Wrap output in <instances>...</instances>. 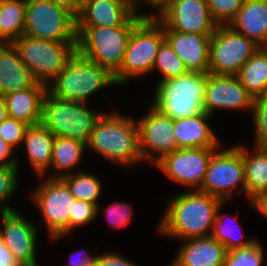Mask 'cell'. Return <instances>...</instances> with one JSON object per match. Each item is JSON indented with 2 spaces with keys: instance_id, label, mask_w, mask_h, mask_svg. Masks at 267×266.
I'll return each instance as SVG.
<instances>
[{
  "instance_id": "cell-1",
  "label": "cell",
  "mask_w": 267,
  "mask_h": 266,
  "mask_svg": "<svg viewBox=\"0 0 267 266\" xmlns=\"http://www.w3.org/2000/svg\"><path fill=\"white\" fill-rule=\"evenodd\" d=\"M219 198L197 190L170 199L158 224V232L170 238L188 240L209 237L213 229ZM210 229V230H209Z\"/></svg>"
},
{
  "instance_id": "cell-2",
  "label": "cell",
  "mask_w": 267,
  "mask_h": 266,
  "mask_svg": "<svg viewBox=\"0 0 267 266\" xmlns=\"http://www.w3.org/2000/svg\"><path fill=\"white\" fill-rule=\"evenodd\" d=\"M117 111L103 114L97 121L87 148L108 161L129 167L143 162L139 149L137 120Z\"/></svg>"
},
{
  "instance_id": "cell-3",
  "label": "cell",
  "mask_w": 267,
  "mask_h": 266,
  "mask_svg": "<svg viewBox=\"0 0 267 266\" xmlns=\"http://www.w3.org/2000/svg\"><path fill=\"white\" fill-rule=\"evenodd\" d=\"M150 14L138 11L117 27H76L77 52L114 75L122 64L133 28Z\"/></svg>"
},
{
  "instance_id": "cell-4",
  "label": "cell",
  "mask_w": 267,
  "mask_h": 266,
  "mask_svg": "<svg viewBox=\"0 0 267 266\" xmlns=\"http://www.w3.org/2000/svg\"><path fill=\"white\" fill-rule=\"evenodd\" d=\"M206 81L207 73L190 71L180 77L159 81L152 106L173 120L204 113Z\"/></svg>"
},
{
  "instance_id": "cell-5",
  "label": "cell",
  "mask_w": 267,
  "mask_h": 266,
  "mask_svg": "<svg viewBox=\"0 0 267 266\" xmlns=\"http://www.w3.org/2000/svg\"><path fill=\"white\" fill-rule=\"evenodd\" d=\"M111 85L116 86L114 76L106 68L76 52L63 70L47 84V92L62 100L86 103L98 90Z\"/></svg>"
},
{
  "instance_id": "cell-6",
  "label": "cell",
  "mask_w": 267,
  "mask_h": 266,
  "mask_svg": "<svg viewBox=\"0 0 267 266\" xmlns=\"http://www.w3.org/2000/svg\"><path fill=\"white\" fill-rule=\"evenodd\" d=\"M164 26L155 17H144L132 30L120 69L113 75L116 86L152 73Z\"/></svg>"
},
{
  "instance_id": "cell-7",
  "label": "cell",
  "mask_w": 267,
  "mask_h": 266,
  "mask_svg": "<svg viewBox=\"0 0 267 266\" xmlns=\"http://www.w3.org/2000/svg\"><path fill=\"white\" fill-rule=\"evenodd\" d=\"M86 103L62 100L46 92L41 124L53 135L89 143L97 121L103 115L87 108Z\"/></svg>"
},
{
  "instance_id": "cell-8",
  "label": "cell",
  "mask_w": 267,
  "mask_h": 266,
  "mask_svg": "<svg viewBox=\"0 0 267 266\" xmlns=\"http://www.w3.org/2000/svg\"><path fill=\"white\" fill-rule=\"evenodd\" d=\"M35 79L49 84L77 52V43H63L22 35L11 43Z\"/></svg>"
},
{
  "instance_id": "cell-9",
  "label": "cell",
  "mask_w": 267,
  "mask_h": 266,
  "mask_svg": "<svg viewBox=\"0 0 267 266\" xmlns=\"http://www.w3.org/2000/svg\"><path fill=\"white\" fill-rule=\"evenodd\" d=\"M25 29L29 37L77 43L76 18L51 0H25Z\"/></svg>"
},
{
  "instance_id": "cell-10",
  "label": "cell",
  "mask_w": 267,
  "mask_h": 266,
  "mask_svg": "<svg viewBox=\"0 0 267 266\" xmlns=\"http://www.w3.org/2000/svg\"><path fill=\"white\" fill-rule=\"evenodd\" d=\"M217 149L207 166L199 192L210 194L223 202L230 201L234 191L241 185L239 193H246L242 145ZM219 150V151H218Z\"/></svg>"
},
{
  "instance_id": "cell-11",
  "label": "cell",
  "mask_w": 267,
  "mask_h": 266,
  "mask_svg": "<svg viewBox=\"0 0 267 266\" xmlns=\"http://www.w3.org/2000/svg\"><path fill=\"white\" fill-rule=\"evenodd\" d=\"M32 199L37 205L51 241L69 236V215L76 199L60 178H48L32 191Z\"/></svg>"
},
{
  "instance_id": "cell-12",
  "label": "cell",
  "mask_w": 267,
  "mask_h": 266,
  "mask_svg": "<svg viewBox=\"0 0 267 266\" xmlns=\"http://www.w3.org/2000/svg\"><path fill=\"white\" fill-rule=\"evenodd\" d=\"M259 49L253 40L229 25H219L211 36L209 72L214 75H237L241 67Z\"/></svg>"
},
{
  "instance_id": "cell-13",
  "label": "cell",
  "mask_w": 267,
  "mask_h": 266,
  "mask_svg": "<svg viewBox=\"0 0 267 266\" xmlns=\"http://www.w3.org/2000/svg\"><path fill=\"white\" fill-rule=\"evenodd\" d=\"M138 123L139 149L144 162L157 163L165 155L177 149L174 120L162 114L154 106ZM156 157H155V155ZM154 155V156H153Z\"/></svg>"
},
{
  "instance_id": "cell-14",
  "label": "cell",
  "mask_w": 267,
  "mask_h": 266,
  "mask_svg": "<svg viewBox=\"0 0 267 266\" xmlns=\"http://www.w3.org/2000/svg\"><path fill=\"white\" fill-rule=\"evenodd\" d=\"M219 148H177L156 163L166 176L183 186L198 190L213 153Z\"/></svg>"
},
{
  "instance_id": "cell-15",
  "label": "cell",
  "mask_w": 267,
  "mask_h": 266,
  "mask_svg": "<svg viewBox=\"0 0 267 266\" xmlns=\"http://www.w3.org/2000/svg\"><path fill=\"white\" fill-rule=\"evenodd\" d=\"M155 18L164 30L213 35L217 24L212 19L206 0H173Z\"/></svg>"
},
{
  "instance_id": "cell-16",
  "label": "cell",
  "mask_w": 267,
  "mask_h": 266,
  "mask_svg": "<svg viewBox=\"0 0 267 266\" xmlns=\"http://www.w3.org/2000/svg\"><path fill=\"white\" fill-rule=\"evenodd\" d=\"M0 240L20 266H37V227L16 210L1 212Z\"/></svg>"
},
{
  "instance_id": "cell-17",
  "label": "cell",
  "mask_w": 267,
  "mask_h": 266,
  "mask_svg": "<svg viewBox=\"0 0 267 266\" xmlns=\"http://www.w3.org/2000/svg\"><path fill=\"white\" fill-rule=\"evenodd\" d=\"M253 97L236 75H214L207 73L204 111L214 115L216 109L249 110L252 112Z\"/></svg>"
},
{
  "instance_id": "cell-18",
  "label": "cell",
  "mask_w": 267,
  "mask_h": 266,
  "mask_svg": "<svg viewBox=\"0 0 267 266\" xmlns=\"http://www.w3.org/2000/svg\"><path fill=\"white\" fill-rule=\"evenodd\" d=\"M136 12L130 0H83L76 27L123 26Z\"/></svg>"
},
{
  "instance_id": "cell-19",
  "label": "cell",
  "mask_w": 267,
  "mask_h": 266,
  "mask_svg": "<svg viewBox=\"0 0 267 266\" xmlns=\"http://www.w3.org/2000/svg\"><path fill=\"white\" fill-rule=\"evenodd\" d=\"M165 40L190 72H209V51L212 35L164 30Z\"/></svg>"
},
{
  "instance_id": "cell-20",
  "label": "cell",
  "mask_w": 267,
  "mask_h": 266,
  "mask_svg": "<svg viewBox=\"0 0 267 266\" xmlns=\"http://www.w3.org/2000/svg\"><path fill=\"white\" fill-rule=\"evenodd\" d=\"M171 266H223L226 248L213 237L183 240Z\"/></svg>"
},
{
  "instance_id": "cell-21",
  "label": "cell",
  "mask_w": 267,
  "mask_h": 266,
  "mask_svg": "<svg viewBox=\"0 0 267 266\" xmlns=\"http://www.w3.org/2000/svg\"><path fill=\"white\" fill-rule=\"evenodd\" d=\"M38 81L11 43H0V95L25 90Z\"/></svg>"
},
{
  "instance_id": "cell-22",
  "label": "cell",
  "mask_w": 267,
  "mask_h": 266,
  "mask_svg": "<svg viewBox=\"0 0 267 266\" xmlns=\"http://www.w3.org/2000/svg\"><path fill=\"white\" fill-rule=\"evenodd\" d=\"M46 92L47 85L37 82L30 88L3 96L8 116L29 126L40 124Z\"/></svg>"
},
{
  "instance_id": "cell-23",
  "label": "cell",
  "mask_w": 267,
  "mask_h": 266,
  "mask_svg": "<svg viewBox=\"0 0 267 266\" xmlns=\"http://www.w3.org/2000/svg\"><path fill=\"white\" fill-rule=\"evenodd\" d=\"M212 116L206 112L174 120L177 148H219L220 143L209 122Z\"/></svg>"
},
{
  "instance_id": "cell-24",
  "label": "cell",
  "mask_w": 267,
  "mask_h": 266,
  "mask_svg": "<svg viewBox=\"0 0 267 266\" xmlns=\"http://www.w3.org/2000/svg\"><path fill=\"white\" fill-rule=\"evenodd\" d=\"M55 135L41 123L26 129L22 145L26 146L28 162L39 178L46 177L51 166Z\"/></svg>"
},
{
  "instance_id": "cell-25",
  "label": "cell",
  "mask_w": 267,
  "mask_h": 266,
  "mask_svg": "<svg viewBox=\"0 0 267 266\" xmlns=\"http://www.w3.org/2000/svg\"><path fill=\"white\" fill-rule=\"evenodd\" d=\"M229 26L260 45L267 35V0H244Z\"/></svg>"
},
{
  "instance_id": "cell-26",
  "label": "cell",
  "mask_w": 267,
  "mask_h": 266,
  "mask_svg": "<svg viewBox=\"0 0 267 266\" xmlns=\"http://www.w3.org/2000/svg\"><path fill=\"white\" fill-rule=\"evenodd\" d=\"M252 148L253 150L250 152L242 145L245 195L248 201L258 192L267 190V148Z\"/></svg>"
},
{
  "instance_id": "cell-27",
  "label": "cell",
  "mask_w": 267,
  "mask_h": 266,
  "mask_svg": "<svg viewBox=\"0 0 267 266\" xmlns=\"http://www.w3.org/2000/svg\"><path fill=\"white\" fill-rule=\"evenodd\" d=\"M86 150L87 144L81 141L55 136L50 169H56L57 173L48 178H61L71 174V169L80 164Z\"/></svg>"
},
{
  "instance_id": "cell-28",
  "label": "cell",
  "mask_w": 267,
  "mask_h": 266,
  "mask_svg": "<svg viewBox=\"0 0 267 266\" xmlns=\"http://www.w3.org/2000/svg\"><path fill=\"white\" fill-rule=\"evenodd\" d=\"M236 76L253 99L267 95V55L259 48Z\"/></svg>"
},
{
  "instance_id": "cell-29",
  "label": "cell",
  "mask_w": 267,
  "mask_h": 266,
  "mask_svg": "<svg viewBox=\"0 0 267 266\" xmlns=\"http://www.w3.org/2000/svg\"><path fill=\"white\" fill-rule=\"evenodd\" d=\"M25 0H0V43H12L24 34Z\"/></svg>"
},
{
  "instance_id": "cell-30",
  "label": "cell",
  "mask_w": 267,
  "mask_h": 266,
  "mask_svg": "<svg viewBox=\"0 0 267 266\" xmlns=\"http://www.w3.org/2000/svg\"><path fill=\"white\" fill-rule=\"evenodd\" d=\"M71 173L60 179L67 185L70 193L76 200L93 203L99 206L98 199L101 196L102 183L99 177L92 173L80 171Z\"/></svg>"
},
{
  "instance_id": "cell-31",
  "label": "cell",
  "mask_w": 267,
  "mask_h": 266,
  "mask_svg": "<svg viewBox=\"0 0 267 266\" xmlns=\"http://www.w3.org/2000/svg\"><path fill=\"white\" fill-rule=\"evenodd\" d=\"M226 202H223L218 208H217V213H216V218L215 221L213 223V229L211 232V237H213L215 240H217L219 243H221L228 251L231 250H235V249H239L245 246H248L252 243H254L256 241V239H252V238H246L243 239V235L241 234L238 235L240 236V238L237 236V232L234 230V228L237 226L240 230L241 224L237 223L236 220L233 221L234 223H236V226L234 224V227L230 224L227 223V221L225 222L224 219V214L220 215V211L221 208H223V205L225 206ZM229 218V217H228ZM227 223V224H226ZM232 223V222H231ZM238 224V225H237ZM237 236V237H236ZM238 238V239H237Z\"/></svg>"
},
{
  "instance_id": "cell-32",
  "label": "cell",
  "mask_w": 267,
  "mask_h": 266,
  "mask_svg": "<svg viewBox=\"0 0 267 266\" xmlns=\"http://www.w3.org/2000/svg\"><path fill=\"white\" fill-rule=\"evenodd\" d=\"M155 70H158L162 75L159 81L180 77L189 72L184 62L166 40L162 42L156 55L152 72Z\"/></svg>"
},
{
  "instance_id": "cell-33",
  "label": "cell",
  "mask_w": 267,
  "mask_h": 266,
  "mask_svg": "<svg viewBox=\"0 0 267 266\" xmlns=\"http://www.w3.org/2000/svg\"><path fill=\"white\" fill-rule=\"evenodd\" d=\"M260 242L254 243L226 253L223 266H262L265 259Z\"/></svg>"
},
{
  "instance_id": "cell-34",
  "label": "cell",
  "mask_w": 267,
  "mask_h": 266,
  "mask_svg": "<svg viewBox=\"0 0 267 266\" xmlns=\"http://www.w3.org/2000/svg\"><path fill=\"white\" fill-rule=\"evenodd\" d=\"M251 116L253 118L256 148H267V95L254 98Z\"/></svg>"
},
{
  "instance_id": "cell-35",
  "label": "cell",
  "mask_w": 267,
  "mask_h": 266,
  "mask_svg": "<svg viewBox=\"0 0 267 266\" xmlns=\"http://www.w3.org/2000/svg\"><path fill=\"white\" fill-rule=\"evenodd\" d=\"M244 0H206L210 15L219 25H229L237 16Z\"/></svg>"
},
{
  "instance_id": "cell-36",
  "label": "cell",
  "mask_w": 267,
  "mask_h": 266,
  "mask_svg": "<svg viewBox=\"0 0 267 266\" xmlns=\"http://www.w3.org/2000/svg\"><path fill=\"white\" fill-rule=\"evenodd\" d=\"M19 167L18 166H4L0 167V213L13 211L14 208L6 205L7 200L11 199L18 189L19 182ZM4 204V205H3Z\"/></svg>"
},
{
  "instance_id": "cell-37",
  "label": "cell",
  "mask_w": 267,
  "mask_h": 266,
  "mask_svg": "<svg viewBox=\"0 0 267 266\" xmlns=\"http://www.w3.org/2000/svg\"><path fill=\"white\" fill-rule=\"evenodd\" d=\"M100 207L96 204L76 200L69 215V235L74 228L84 226L96 219Z\"/></svg>"
},
{
  "instance_id": "cell-38",
  "label": "cell",
  "mask_w": 267,
  "mask_h": 266,
  "mask_svg": "<svg viewBox=\"0 0 267 266\" xmlns=\"http://www.w3.org/2000/svg\"><path fill=\"white\" fill-rule=\"evenodd\" d=\"M28 127L26 123L7 116L0 123V137L15 150H19Z\"/></svg>"
},
{
  "instance_id": "cell-39",
  "label": "cell",
  "mask_w": 267,
  "mask_h": 266,
  "mask_svg": "<svg viewBox=\"0 0 267 266\" xmlns=\"http://www.w3.org/2000/svg\"><path fill=\"white\" fill-rule=\"evenodd\" d=\"M107 207L108 208H103L101 211L105 213L110 226L120 229L130 222L133 214L132 205L115 202Z\"/></svg>"
},
{
  "instance_id": "cell-40",
  "label": "cell",
  "mask_w": 267,
  "mask_h": 266,
  "mask_svg": "<svg viewBox=\"0 0 267 266\" xmlns=\"http://www.w3.org/2000/svg\"><path fill=\"white\" fill-rule=\"evenodd\" d=\"M95 266H138L114 252L98 254Z\"/></svg>"
},
{
  "instance_id": "cell-41",
  "label": "cell",
  "mask_w": 267,
  "mask_h": 266,
  "mask_svg": "<svg viewBox=\"0 0 267 266\" xmlns=\"http://www.w3.org/2000/svg\"><path fill=\"white\" fill-rule=\"evenodd\" d=\"M16 151L11 145L0 137V167L18 166L19 160L13 154Z\"/></svg>"
},
{
  "instance_id": "cell-42",
  "label": "cell",
  "mask_w": 267,
  "mask_h": 266,
  "mask_svg": "<svg viewBox=\"0 0 267 266\" xmlns=\"http://www.w3.org/2000/svg\"><path fill=\"white\" fill-rule=\"evenodd\" d=\"M248 202L252 208L254 207L258 213L267 219V190L258 192Z\"/></svg>"
},
{
  "instance_id": "cell-43",
  "label": "cell",
  "mask_w": 267,
  "mask_h": 266,
  "mask_svg": "<svg viewBox=\"0 0 267 266\" xmlns=\"http://www.w3.org/2000/svg\"><path fill=\"white\" fill-rule=\"evenodd\" d=\"M81 253V254H80ZM77 255V256H76ZM73 260L70 259V263L66 264V266H95L98 255L95 256H89L88 253L82 251V252H76L74 254ZM71 258V257H70Z\"/></svg>"
},
{
  "instance_id": "cell-44",
  "label": "cell",
  "mask_w": 267,
  "mask_h": 266,
  "mask_svg": "<svg viewBox=\"0 0 267 266\" xmlns=\"http://www.w3.org/2000/svg\"><path fill=\"white\" fill-rule=\"evenodd\" d=\"M56 5L64 8L69 13H71L75 18L80 14L83 0H51Z\"/></svg>"
},
{
  "instance_id": "cell-45",
  "label": "cell",
  "mask_w": 267,
  "mask_h": 266,
  "mask_svg": "<svg viewBox=\"0 0 267 266\" xmlns=\"http://www.w3.org/2000/svg\"><path fill=\"white\" fill-rule=\"evenodd\" d=\"M0 266H20L13 259L8 248L0 240Z\"/></svg>"
},
{
  "instance_id": "cell-46",
  "label": "cell",
  "mask_w": 267,
  "mask_h": 266,
  "mask_svg": "<svg viewBox=\"0 0 267 266\" xmlns=\"http://www.w3.org/2000/svg\"><path fill=\"white\" fill-rule=\"evenodd\" d=\"M173 0H143L141 2V4L145 3L146 6H150V7H154L155 9H157V13L156 14H151L150 17H155L164 7H166L170 2H172Z\"/></svg>"
},
{
  "instance_id": "cell-47",
  "label": "cell",
  "mask_w": 267,
  "mask_h": 266,
  "mask_svg": "<svg viewBox=\"0 0 267 266\" xmlns=\"http://www.w3.org/2000/svg\"><path fill=\"white\" fill-rule=\"evenodd\" d=\"M7 108L5 105L4 97L0 95V123L7 118Z\"/></svg>"
},
{
  "instance_id": "cell-48",
  "label": "cell",
  "mask_w": 267,
  "mask_h": 266,
  "mask_svg": "<svg viewBox=\"0 0 267 266\" xmlns=\"http://www.w3.org/2000/svg\"><path fill=\"white\" fill-rule=\"evenodd\" d=\"M259 48L267 55V35L264 41L259 45Z\"/></svg>"
},
{
  "instance_id": "cell-49",
  "label": "cell",
  "mask_w": 267,
  "mask_h": 266,
  "mask_svg": "<svg viewBox=\"0 0 267 266\" xmlns=\"http://www.w3.org/2000/svg\"><path fill=\"white\" fill-rule=\"evenodd\" d=\"M136 7H137V11L139 10V4L143 1V0H130Z\"/></svg>"
}]
</instances>
